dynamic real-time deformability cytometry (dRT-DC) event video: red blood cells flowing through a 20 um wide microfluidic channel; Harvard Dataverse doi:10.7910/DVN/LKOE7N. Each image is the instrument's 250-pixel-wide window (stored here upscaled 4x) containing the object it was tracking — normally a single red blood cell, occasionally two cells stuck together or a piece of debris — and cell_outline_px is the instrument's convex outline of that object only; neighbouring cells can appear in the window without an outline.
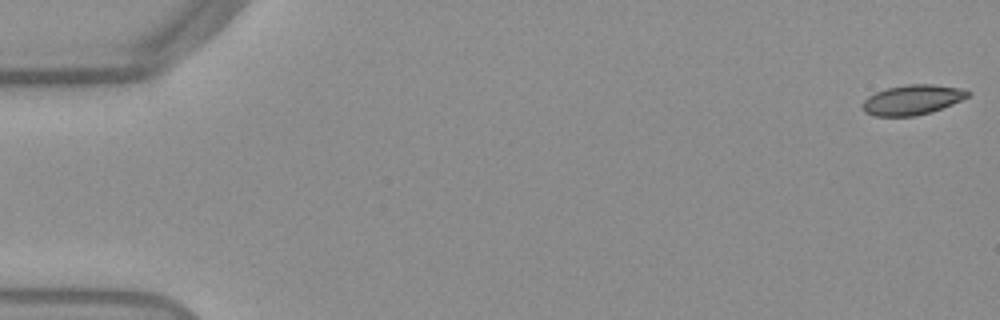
{"species": "Egyptian fruit bat (a non-hibernating species)", "species_latin": "Rousettus aegyptiacus", "temperature_condition": "warm", "stored_images_in_passage": 27, "camera_frame_rate_fps": 3000, "um_per_image_px": 0.085, "frame": {"image": 1, "passage_image": 1, "time_ms": 0.0, "image_size_px": [1000, 320], "cell_outline_px": [[972, 92], [968, 96], [952, 104], [932, 112], [916, 116], [872, 116], [864, 112], [860, 104], [868, 96], [876, 92], [888, 88], [908, 84], [932, 84], [960, 88]], "centroid_in_image_um": [77.51, 8.49], "position_along_channel_um": 7.5, "area_um2": 18.44}}
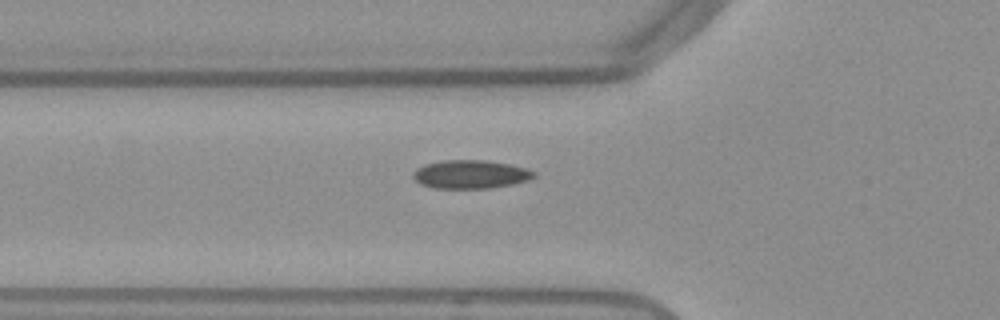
{"frame": {"image": 2, "passage_image": 19, "time_ms": 6.0, "image_size_px": [1000, 320], "cell_outline_px": [[536, 176], [528, 180], [512, 184], [492, 188], [436, 188], [420, 184], [412, 176], [412, 172], [416, 168], [424, 164], [444, 160], [484, 160], [508, 164], [528, 168], [536, 172]], "centroid_in_image_um": [39.99, 14.81], "position_along_channel_um": 85.8, "area_um2": 20.11}}
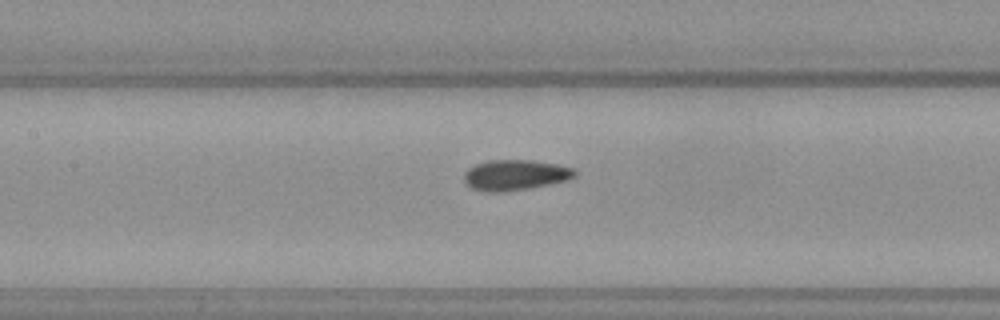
{"frame": {"image": 3, "passage_image": 25, "time_ms": 8.0, "image_size_px": [1000, 320], "cell_outline_px": [[576, 176], [568, 180], [528, 188], [504, 192], [484, 192], [472, 188], [464, 180], [464, 172], [468, 168], [476, 164], [488, 160], [532, 160], [556, 164], [576, 168]], "centroid_in_image_um": [43.8, 14.87], "position_along_channel_um": 163.6, "area_um2": 19.77}}